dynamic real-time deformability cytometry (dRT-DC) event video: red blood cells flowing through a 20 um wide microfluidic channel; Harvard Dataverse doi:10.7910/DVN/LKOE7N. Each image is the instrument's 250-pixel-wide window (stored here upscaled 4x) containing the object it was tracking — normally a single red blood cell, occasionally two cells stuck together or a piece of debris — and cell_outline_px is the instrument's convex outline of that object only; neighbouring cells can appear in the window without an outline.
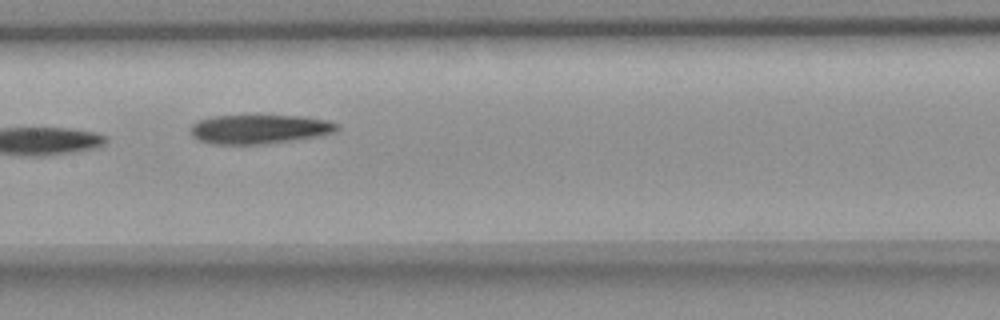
{"species": "common noctule bat (a hibernating species)", "species_latin": "Nyctalus noctula", "temperature_condition": "room temperature", "stored_images_in_passage": 7, "camera_frame_rate_fps": 3000, "um_per_image_px": 0.085, "animal": {"sex": "female", "body_mass_g": 18.4}, "frame": {"image": 1, "passage_image": 7, "time_ms": 7.0, "image_size_px": [1000, 320], "cell_outline_px": [[340, 128], [336, 132], [320, 136], [268, 144], [212, 144], [200, 140], [192, 136], [192, 124], [196, 120], [212, 116], [300, 116], [328, 120], [336, 124]], "centroid_in_image_um": [22.07, 10.98], "position_along_channel_um": 185.3, "area_um2": 24.91}}